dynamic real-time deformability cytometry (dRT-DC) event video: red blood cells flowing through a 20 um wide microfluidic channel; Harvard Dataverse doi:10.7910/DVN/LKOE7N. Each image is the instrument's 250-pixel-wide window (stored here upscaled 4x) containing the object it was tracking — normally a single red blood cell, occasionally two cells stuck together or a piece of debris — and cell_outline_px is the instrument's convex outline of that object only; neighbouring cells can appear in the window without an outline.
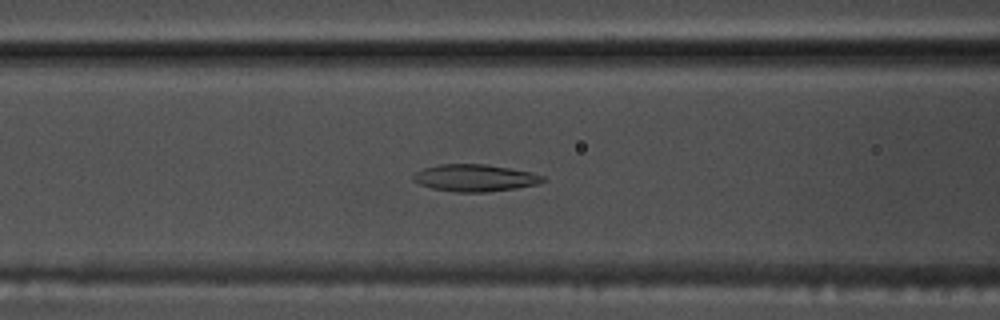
{"species": "common noctule bat (a hibernating species)", "species_latin": "Nyctalus noctula", "temperature_condition": "warm", "stored_images_in_passage": 41, "camera_frame_rate_fps": 3000, "um_per_image_px": 0.085, "animal": {"sex": "male", "body_mass_g": 17.5, "forearm_length_mm": 52.3}, "frame": {"image": 1, "passage_image": 9, "time_ms": 2.667, "image_size_px": [1000, 320], "cell_outline_px": [[548, 180], [536, 184], [516, 188], [488, 192], [456, 192], [432, 188], [420, 184], [412, 180], [412, 176], [416, 172], [424, 168], [440, 164], [484, 164], [532, 172], [544, 176]], "centroid_in_image_um": [40.38, 15.12], "position_along_channel_um": 126.2, "area_um2": 20.4}}
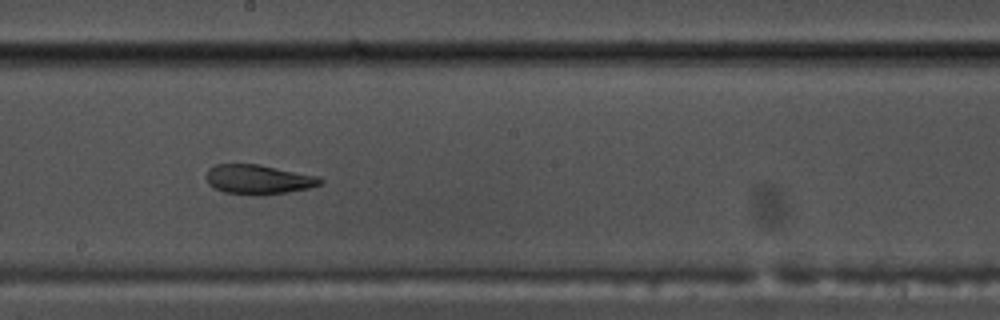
{"frame": {"image": 2, "passage_image": 17, "time_ms": 5.333, "image_size_px": [1000, 320], "cell_outline_px": [[324, 180], [320, 184], [308, 188], [288, 192], [260, 196], [256, 196], [224, 192], [208, 184], [204, 176], [208, 168], [216, 164], [260, 164], [320, 176]], "centroid_in_image_um": [21.95, 15.25], "position_along_channel_um": 226.2, "area_um2": 20.0}}
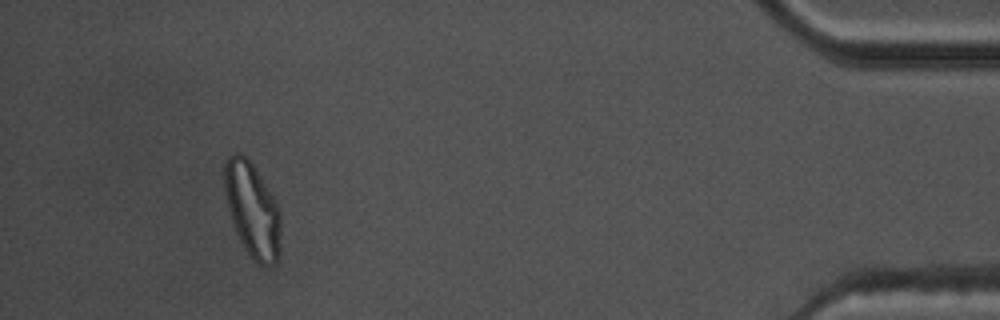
{"frame": {"image": 3, "passage_image": 37, "time_ms": 12.0, "image_size_px": [1000, 320], "cell_outline_px": [[280, 252], [276, 264], [268, 268], [264, 268], [256, 264], [240, 240], [236, 232], [224, 196], [224, 164], [228, 156], [236, 152], [240, 152], [252, 164], [280, 208]], "centroid_in_image_um": [21.46, 17.89], "position_along_channel_um": 413.7, "area_um2": 31.21}, "authors_computed_cell_mechanics": {"area_um2": 21.4438, "velocity_mm_per_s": 3.7758, "shape_relaxation_time_tau1_ms": null, "shape_relaxation_time_tau2_ms": 3.0095, "deformation_change_tau1": null, "deformation_change_tau2": 0.0988}}